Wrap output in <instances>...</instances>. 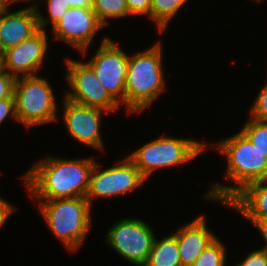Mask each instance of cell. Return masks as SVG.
Wrapping results in <instances>:
<instances>
[{"mask_svg":"<svg viewBox=\"0 0 267 266\" xmlns=\"http://www.w3.org/2000/svg\"><path fill=\"white\" fill-rule=\"evenodd\" d=\"M15 78L2 68L0 69V100L13 96Z\"/></svg>","mask_w":267,"mask_h":266,"instance_id":"24","label":"cell"},{"mask_svg":"<svg viewBox=\"0 0 267 266\" xmlns=\"http://www.w3.org/2000/svg\"><path fill=\"white\" fill-rule=\"evenodd\" d=\"M152 0H126L129 15H144L150 18Z\"/></svg>","mask_w":267,"mask_h":266,"instance_id":"26","label":"cell"},{"mask_svg":"<svg viewBox=\"0 0 267 266\" xmlns=\"http://www.w3.org/2000/svg\"><path fill=\"white\" fill-rule=\"evenodd\" d=\"M129 56L114 41L105 37L86 63L110 96L121 106L125 105V81Z\"/></svg>","mask_w":267,"mask_h":266,"instance_id":"8","label":"cell"},{"mask_svg":"<svg viewBox=\"0 0 267 266\" xmlns=\"http://www.w3.org/2000/svg\"><path fill=\"white\" fill-rule=\"evenodd\" d=\"M95 162L47 156L24 174V184L35 200L85 197Z\"/></svg>","mask_w":267,"mask_h":266,"instance_id":"1","label":"cell"},{"mask_svg":"<svg viewBox=\"0 0 267 266\" xmlns=\"http://www.w3.org/2000/svg\"><path fill=\"white\" fill-rule=\"evenodd\" d=\"M102 111L109 114L102 109L80 105L65 98L63 120L68 134L87 146L103 151L104 143L100 135Z\"/></svg>","mask_w":267,"mask_h":266,"instance_id":"13","label":"cell"},{"mask_svg":"<svg viewBox=\"0 0 267 266\" xmlns=\"http://www.w3.org/2000/svg\"><path fill=\"white\" fill-rule=\"evenodd\" d=\"M14 205L8 203L0 197V228L5 223V220L15 211Z\"/></svg>","mask_w":267,"mask_h":266,"instance_id":"28","label":"cell"},{"mask_svg":"<svg viewBox=\"0 0 267 266\" xmlns=\"http://www.w3.org/2000/svg\"><path fill=\"white\" fill-rule=\"evenodd\" d=\"M69 8H84L87 10H93V0H67Z\"/></svg>","mask_w":267,"mask_h":266,"instance_id":"30","label":"cell"},{"mask_svg":"<svg viewBox=\"0 0 267 266\" xmlns=\"http://www.w3.org/2000/svg\"><path fill=\"white\" fill-rule=\"evenodd\" d=\"M250 113L252 119L267 121V83L256 97Z\"/></svg>","mask_w":267,"mask_h":266,"instance_id":"23","label":"cell"},{"mask_svg":"<svg viewBox=\"0 0 267 266\" xmlns=\"http://www.w3.org/2000/svg\"><path fill=\"white\" fill-rule=\"evenodd\" d=\"M161 42L129 57L125 81V108L140 113L163 93L165 78Z\"/></svg>","mask_w":267,"mask_h":266,"instance_id":"3","label":"cell"},{"mask_svg":"<svg viewBox=\"0 0 267 266\" xmlns=\"http://www.w3.org/2000/svg\"><path fill=\"white\" fill-rule=\"evenodd\" d=\"M48 6V17H43L41 13L38 11V4H34L37 10L38 24L41 30H44V26L51 22L52 28L59 22L60 18L65 14V12L69 9V4H67V0H47Z\"/></svg>","mask_w":267,"mask_h":266,"instance_id":"22","label":"cell"},{"mask_svg":"<svg viewBox=\"0 0 267 266\" xmlns=\"http://www.w3.org/2000/svg\"><path fill=\"white\" fill-rule=\"evenodd\" d=\"M66 63V79L72 89L65 95L66 99L80 105L99 108L108 113L120 107L101 85L93 69L87 63L70 58H66Z\"/></svg>","mask_w":267,"mask_h":266,"instance_id":"9","label":"cell"},{"mask_svg":"<svg viewBox=\"0 0 267 266\" xmlns=\"http://www.w3.org/2000/svg\"><path fill=\"white\" fill-rule=\"evenodd\" d=\"M226 247L216 237L208 246L202 251L200 256L195 260L191 266H225L226 263Z\"/></svg>","mask_w":267,"mask_h":266,"instance_id":"20","label":"cell"},{"mask_svg":"<svg viewBox=\"0 0 267 266\" xmlns=\"http://www.w3.org/2000/svg\"><path fill=\"white\" fill-rule=\"evenodd\" d=\"M8 5L3 1V0H0V10L1 9H4L5 7H7Z\"/></svg>","mask_w":267,"mask_h":266,"instance_id":"32","label":"cell"},{"mask_svg":"<svg viewBox=\"0 0 267 266\" xmlns=\"http://www.w3.org/2000/svg\"><path fill=\"white\" fill-rule=\"evenodd\" d=\"M93 11L104 27L108 25V18H122L129 15L126 0H93Z\"/></svg>","mask_w":267,"mask_h":266,"instance_id":"19","label":"cell"},{"mask_svg":"<svg viewBox=\"0 0 267 266\" xmlns=\"http://www.w3.org/2000/svg\"><path fill=\"white\" fill-rule=\"evenodd\" d=\"M48 82L37 75L15 78L13 96L16 117L28 128L57 121L56 101Z\"/></svg>","mask_w":267,"mask_h":266,"instance_id":"5","label":"cell"},{"mask_svg":"<svg viewBox=\"0 0 267 266\" xmlns=\"http://www.w3.org/2000/svg\"><path fill=\"white\" fill-rule=\"evenodd\" d=\"M107 235L111 248L136 266L145 264L155 240L152 228L145 221L128 217L116 222Z\"/></svg>","mask_w":267,"mask_h":266,"instance_id":"7","label":"cell"},{"mask_svg":"<svg viewBox=\"0 0 267 266\" xmlns=\"http://www.w3.org/2000/svg\"><path fill=\"white\" fill-rule=\"evenodd\" d=\"M8 6L12 3H15V2H20V1H25V2H29V1H31V0H3Z\"/></svg>","mask_w":267,"mask_h":266,"instance_id":"31","label":"cell"},{"mask_svg":"<svg viewBox=\"0 0 267 266\" xmlns=\"http://www.w3.org/2000/svg\"><path fill=\"white\" fill-rule=\"evenodd\" d=\"M248 221H251L259 230V232L262 234L266 246L262 247L263 250L267 251V218L265 219H247Z\"/></svg>","mask_w":267,"mask_h":266,"instance_id":"29","label":"cell"},{"mask_svg":"<svg viewBox=\"0 0 267 266\" xmlns=\"http://www.w3.org/2000/svg\"><path fill=\"white\" fill-rule=\"evenodd\" d=\"M246 219L267 218V179L247 185L229 203Z\"/></svg>","mask_w":267,"mask_h":266,"instance_id":"16","label":"cell"},{"mask_svg":"<svg viewBox=\"0 0 267 266\" xmlns=\"http://www.w3.org/2000/svg\"><path fill=\"white\" fill-rule=\"evenodd\" d=\"M206 145L193 139L160 137L148 142L127 156L147 179L159 168L184 164L199 153Z\"/></svg>","mask_w":267,"mask_h":266,"instance_id":"6","label":"cell"},{"mask_svg":"<svg viewBox=\"0 0 267 266\" xmlns=\"http://www.w3.org/2000/svg\"><path fill=\"white\" fill-rule=\"evenodd\" d=\"M48 227L68 251H77L90 230L91 207L85 197L39 200Z\"/></svg>","mask_w":267,"mask_h":266,"instance_id":"4","label":"cell"},{"mask_svg":"<svg viewBox=\"0 0 267 266\" xmlns=\"http://www.w3.org/2000/svg\"><path fill=\"white\" fill-rule=\"evenodd\" d=\"M178 229L173 234L177 238L182 266H191L208 244L217 237L206 227L203 215Z\"/></svg>","mask_w":267,"mask_h":266,"instance_id":"15","label":"cell"},{"mask_svg":"<svg viewBox=\"0 0 267 266\" xmlns=\"http://www.w3.org/2000/svg\"><path fill=\"white\" fill-rule=\"evenodd\" d=\"M217 143L213 146H217L228 161L225 177L237 186L213 184L204 197L229 203L247 185L267 179V157L241 131Z\"/></svg>","mask_w":267,"mask_h":266,"instance_id":"2","label":"cell"},{"mask_svg":"<svg viewBox=\"0 0 267 266\" xmlns=\"http://www.w3.org/2000/svg\"><path fill=\"white\" fill-rule=\"evenodd\" d=\"M236 266H267V251L263 249L253 251Z\"/></svg>","mask_w":267,"mask_h":266,"instance_id":"25","label":"cell"},{"mask_svg":"<svg viewBox=\"0 0 267 266\" xmlns=\"http://www.w3.org/2000/svg\"><path fill=\"white\" fill-rule=\"evenodd\" d=\"M240 131L267 157V121L251 118Z\"/></svg>","mask_w":267,"mask_h":266,"instance_id":"21","label":"cell"},{"mask_svg":"<svg viewBox=\"0 0 267 266\" xmlns=\"http://www.w3.org/2000/svg\"><path fill=\"white\" fill-rule=\"evenodd\" d=\"M11 114L17 120L15 112L14 97H7L0 100V124Z\"/></svg>","mask_w":267,"mask_h":266,"instance_id":"27","label":"cell"},{"mask_svg":"<svg viewBox=\"0 0 267 266\" xmlns=\"http://www.w3.org/2000/svg\"><path fill=\"white\" fill-rule=\"evenodd\" d=\"M40 30L34 5L10 12L9 7L0 10V55L17 46Z\"/></svg>","mask_w":267,"mask_h":266,"instance_id":"14","label":"cell"},{"mask_svg":"<svg viewBox=\"0 0 267 266\" xmlns=\"http://www.w3.org/2000/svg\"><path fill=\"white\" fill-rule=\"evenodd\" d=\"M104 26L93 10L69 8L53 27L54 37L83 52L84 56L95 34Z\"/></svg>","mask_w":267,"mask_h":266,"instance_id":"12","label":"cell"},{"mask_svg":"<svg viewBox=\"0 0 267 266\" xmlns=\"http://www.w3.org/2000/svg\"><path fill=\"white\" fill-rule=\"evenodd\" d=\"M46 30H39L31 38L8 48L0 55L1 68L14 78L34 76L42 67L48 49Z\"/></svg>","mask_w":267,"mask_h":266,"instance_id":"11","label":"cell"},{"mask_svg":"<svg viewBox=\"0 0 267 266\" xmlns=\"http://www.w3.org/2000/svg\"><path fill=\"white\" fill-rule=\"evenodd\" d=\"M143 266H182L176 236H164L160 241L156 238Z\"/></svg>","mask_w":267,"mask_h":266,"instance_id":"17","label":"cell"},{"mask_svg":"<svg viewBox=\"0 0 267 266\" xmlns=\"http://www.w3.org/2000/svg\"><path fill=\"white\" fill-rule=\"evenodd\" d=\"M121 162L119 165L117 164L102 171L98 162H95L85 196L90 206L91 200L96 197L122 196L135 188H139L146 181L140 170L128 157Z\"/></svg>","mask_w":267,"mask_h":266,"instance_id":"10","label":"cell"},{"mask_svg":"<svg viewBox=\"0 0 267 266\" xmlns=\"http://www.w3.org/2000/svg\"><path fill=\"white\" fill-rule=\"evenodd\" d=\"M187 0H152L150 9V19L156 23L160 32L167 29V25L178 10Z\"/></svg>","mask_w":267,"mask_h":266,"instance_id":"18","label":"cell"}]
</instances>
